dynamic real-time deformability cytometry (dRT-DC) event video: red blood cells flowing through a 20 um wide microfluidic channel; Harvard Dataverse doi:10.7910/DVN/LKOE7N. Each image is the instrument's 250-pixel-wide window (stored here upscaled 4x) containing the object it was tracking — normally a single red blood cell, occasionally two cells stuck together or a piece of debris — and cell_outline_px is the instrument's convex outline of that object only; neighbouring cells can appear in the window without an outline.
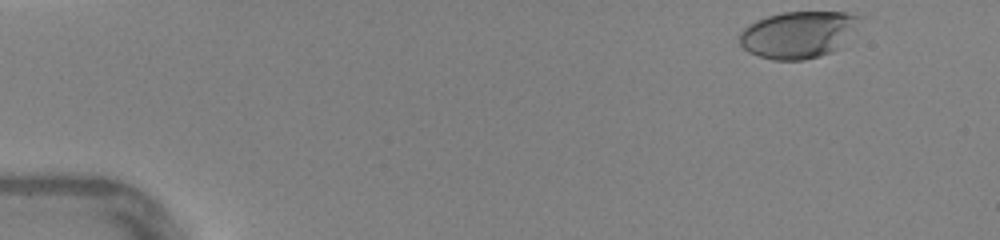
{"species": "human", "species_latin": "Homo sapiens", "temperature_condition": "warm", "stored_images_in_passage": 35, "camera_frame_rate_fps": 3000, "um_per_image_px": 0.085, "donor": {"sex": "female"}, "frame": {"image": 1, "passage_image": 1, "time_ms": 0.0, "image_size_px": [1000, 240], "cell_outline_px": [[860, 16], [836, 48], [832, 52], [820, 56], [804, 60], [772, 60], [748, 52], [740, 44], [740, 32], [744, 28], [756, 20], [768, 16], [784, 12], [844, 12]], "centroid_in_image_um": [67.72, 2.95], "position_along_channel_um": 17.3, "area_um2": 31.79}}
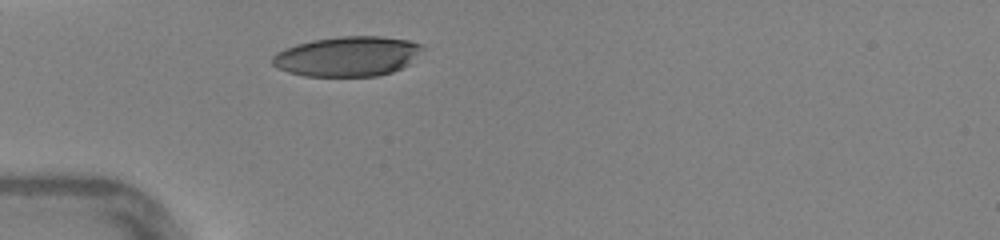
{"frame": {"image": 2, "passage_image": 11, "time_ms": 3.333, "image_size_px": [1000, 240], "cell_outline_px": [[424, 48], [408, 64], [392, 72], [376, 76], [304, 76], [288, 72], [276, 68], [272, 64], [272, 56], [276, 52], [284, 48], [296, 44], [312, 40], [340, 36], [380, 36], [408, 40], [424, 44]], "centroid_in_image_um": [29.5, 4.78], "position_along_channel_um": 55.5, "area_um2": 35.03}}
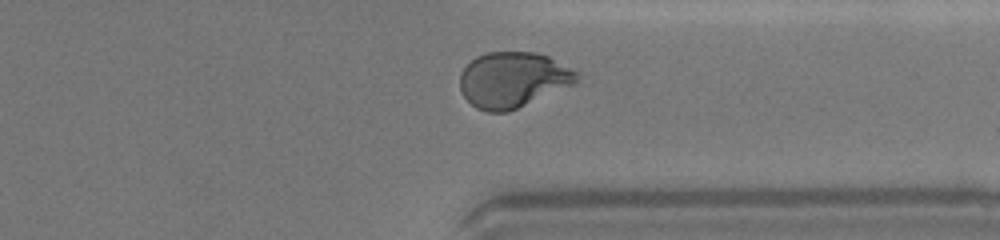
{"frame": {"image": 3, "passage_image": 33, "time_ms": 10.667, "image_size_px": [1000, 240], "cell_outline_px": [[584, 76], [576, 84], [508, 112], [488, 112], [476, 108], [464, 96], [460, 88], [460, 72], [476, 56], [488, 52], [536, 52], [548, 56], [580, 72]], "centroid_in_image_um": [43.66, 6.78], "position_along_channel_um": 367.7, "area_um2": 38.26}, "authors_computed_cell_mechanics": {"area_um2": 37.6278, "velocity_mm_per_s": 4.3866, "shape_relaxation_time_tau1_ms": 7.0169, "shape_relaxation_time_tau2_ms": null, "deformation_change_tau1": 0.2752, "deformation_change_tau2": null}}